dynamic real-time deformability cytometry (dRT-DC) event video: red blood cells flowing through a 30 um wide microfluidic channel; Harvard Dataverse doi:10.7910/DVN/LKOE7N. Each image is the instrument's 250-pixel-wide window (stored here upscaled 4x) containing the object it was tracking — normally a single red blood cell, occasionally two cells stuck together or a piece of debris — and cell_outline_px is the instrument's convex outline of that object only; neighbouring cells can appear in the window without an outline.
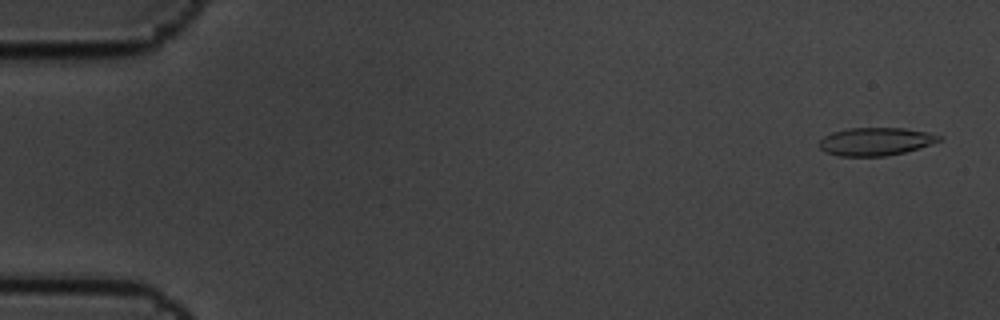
{"species": "common noctule bat (a hibernating species)", "species_latin": "Nyctalus noctula", "temperature_condition": "cold", "stored_images_in_passage": 4, "camera_frame_rate_fps": 3000, "um_per_image_px": 0.085, "animal": {"sex": "male", "body_mass_g": 19.5, "forearm_length_mm": 54.6}, "frame": {"image": 1, "passage_image": 1, "time_ms": 0.0, "image_size_px": [1000, 320], "cell_outline_px": [[944, 140], [904, 152], [884, 156], [840, 156], [824, 152], [820, 148], [820, 140], [824, 136], [832, 132], [848, 128], [904, 128], [928, 132], [944, 136]], "centroid_in_image_um": [74.45, 12.02], "position_along_channel_um": 10.5, "area_um2": 19.59}}